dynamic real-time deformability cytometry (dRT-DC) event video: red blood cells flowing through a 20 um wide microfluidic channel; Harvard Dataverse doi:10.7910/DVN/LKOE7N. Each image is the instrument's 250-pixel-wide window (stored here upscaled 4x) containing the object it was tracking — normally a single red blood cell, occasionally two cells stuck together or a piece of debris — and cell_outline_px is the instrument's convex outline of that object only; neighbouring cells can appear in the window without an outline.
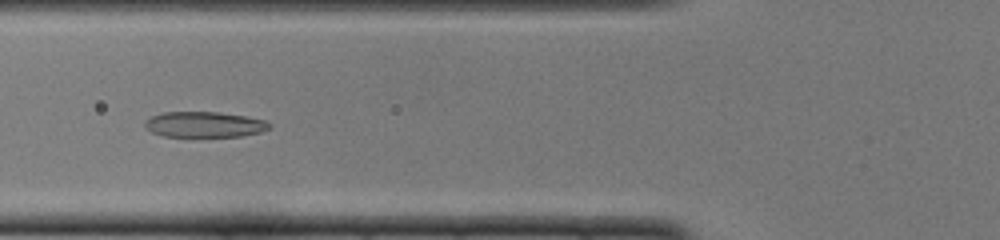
{"species": "common noctule bat (a hibernating species)", "species_latin": "Nyctalus noctula", "temperature_condition": "cold", "stored_images_in_passage": 50, "camera_frame_rate_fps": 3000, "um_per_image_px": 0.085, "animal": {"sex": "female", "body_mass_g": 22.0, "forearm_length_mm": 56.7}, "frame": {"image": 1, "passage_image": 19, "time_ms": 6.0, "image_size_px": [1000, 240], "cell_outline_px": [[272, 128], [260, 132], [244, 136], [164, 136], [152, 132], [144, 128], [144, 120], [152, 116], [164, 112], [216, 112], [244, 116], [264, 120], [272, 124]], "centroid_in_image_um": [17.37, 10.58], "position_along_channel_um": 108.4, "area_um2": 18.55}}
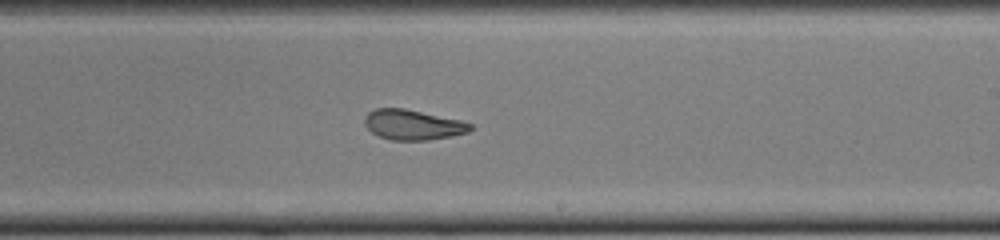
{"frame": {"image": 2, "passage_image": 30, "time_ms": 9.667, "image_size_px": [1000, 240], "cell_outline_px": [[472, 128], [468, 132], [452, 136], [428, 140], [392, 140], [380, 136], [372, 132], [364, 124], [364, 116], [368, 112], [376, 108], [404, 108], [460, 120], [472, 124]], "centroid_in_image_um": [35.08, 10.6], "position_along_channel_um": 253.9, "area_um2": 18.5}}
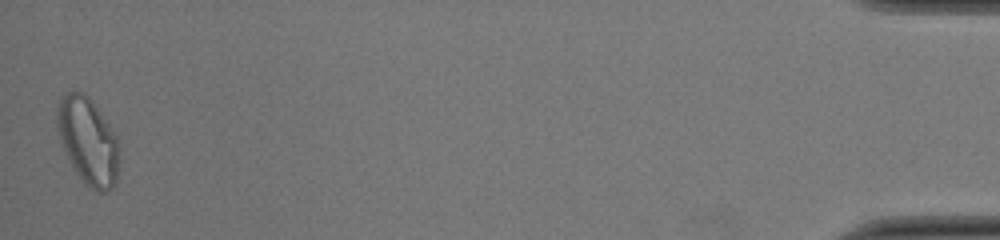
{"frame": {"image": 3, "passage_image": 50, "time_ms": 16.333, "image_size_px": [1000, 240], "cell_outline_px": [[120, 160], [116, 180], [112, 188], [104, 192], [100, 192], [84, 184], [76, 172], [60, 140], [56, 124], [56, 108], [60, 96], [68, 92], [84, 92], [92, 100], [116, 132], [120, 144]], "centroid_in_image_um": [7.51, 11.95], "position_along_channel_um": 427.7, "area_um2": 31.96}, "authors_computed_cell_mechanics": {"area_um2": 20.2011, "velocity_mm_per_s": 3.9762, "shape_relaxation_time_tau1_ms": 4.2107, "shape_relaxation_time_tau2_ms": 2.2777, "deformation_change_tau1": 0.1764, "deformation_change_tau2": 0.0839}}